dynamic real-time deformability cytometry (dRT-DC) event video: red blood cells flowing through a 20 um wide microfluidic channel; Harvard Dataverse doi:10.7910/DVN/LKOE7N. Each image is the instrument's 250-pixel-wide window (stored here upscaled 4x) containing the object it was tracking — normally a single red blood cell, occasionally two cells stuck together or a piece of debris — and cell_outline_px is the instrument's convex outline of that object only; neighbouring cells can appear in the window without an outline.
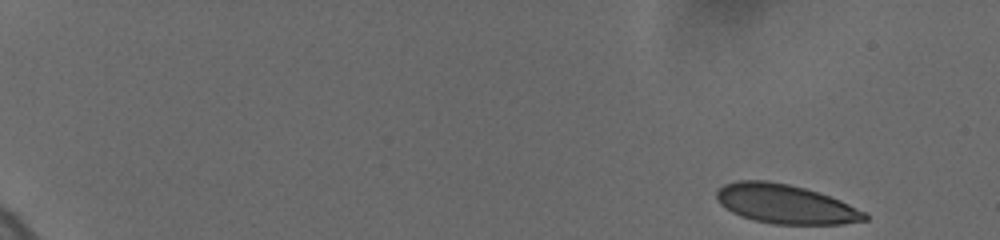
{"species": "human", "species_latin": "Homo sapiens", "temperature_condition": "cold", "stored_images_in_passage": 21, "camera_frame_rate_fps": 3000, "um_per_image_px": 0.085, "donor": {"sex": "female"}, "frame": {"image": 1, "passage_image": 1, "time_ms": 0.0, "image_size_px": [1000, 240], "cell_outline_px": [[868, 220], [844, 224], [772, 224], [752, 220], [740, 216], [732, 212], [720, 204], [716, 196], [716, 192], [724, 184], [740, 180], [764, 180], [788, 184], [804, 188], [840, 200], [864, 212], [868, 216]], "centroid_in_image_um": [66.74, 17.35], "position_along_channel_um": 18.3, "area_um2": 33.64}}
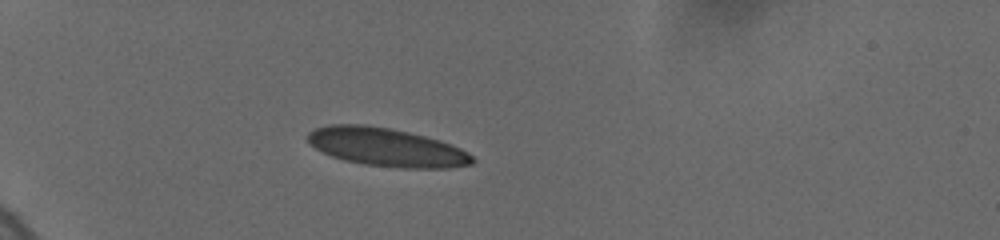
{"frame": {"image": 2, "passage_image": 16, "time_ms": 4.667, "image_size_px": [1000, 240], "cell_outline_px": [[476, 160], [472, 164], [448, 168], [400, 168], [364, 164], [344, 160], [332, 156], [308, 144], [304, 136], [308, 132], [316, 128], [328, 124], [364, 124], [388, 128], [408, 132], [440, 140], [460, 148], [468, 152]], "centroid_in_image_um": [32.82, 12.51], "position_along_channel_um": 52.2, "area_um2": 36.93}}